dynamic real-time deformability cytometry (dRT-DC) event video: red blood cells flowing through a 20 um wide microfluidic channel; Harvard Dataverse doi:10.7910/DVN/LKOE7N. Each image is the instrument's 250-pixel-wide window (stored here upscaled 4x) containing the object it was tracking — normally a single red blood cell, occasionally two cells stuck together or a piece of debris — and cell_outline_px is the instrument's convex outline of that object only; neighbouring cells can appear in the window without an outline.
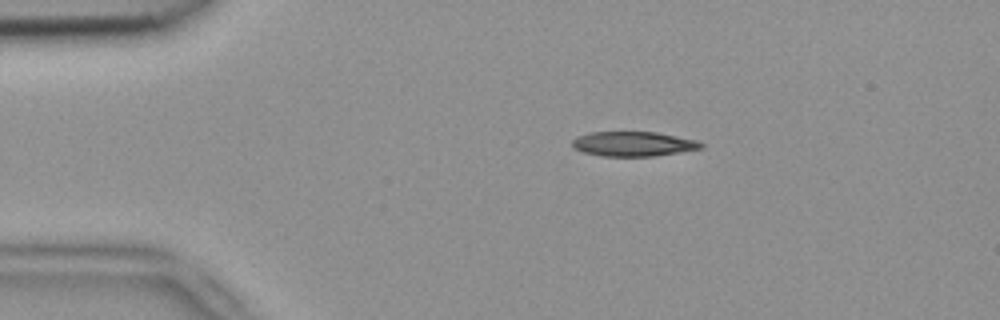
{"species": "common noctule bat (a hibernating species)", "species_latin": "Nyctalus noctula", "temperature_condition": "room temperature", "stored_images_in_passage": 3, "camera_frame_rate_fps": 3000, "um_per_image_px": 0.085, "animal": {"sex": "female", "body_mass_g": 18.4}, "frame": {"image": 1, "passage_image": 2, "time_ms": 0.333, "image_size_px": [1000, 320], "cell_outline_px": [[704, 148], [680, 152], [652, 156], [600, 156], [584, 152], [572, 148], [572, 140], [576, 136], [592, 132], [656, 132], [696, 140], [704, 144]], "centroid_in_image_um": [53.81, 12.23], "position_along_channel_um": 31.2, "area_um2": 18.55}}